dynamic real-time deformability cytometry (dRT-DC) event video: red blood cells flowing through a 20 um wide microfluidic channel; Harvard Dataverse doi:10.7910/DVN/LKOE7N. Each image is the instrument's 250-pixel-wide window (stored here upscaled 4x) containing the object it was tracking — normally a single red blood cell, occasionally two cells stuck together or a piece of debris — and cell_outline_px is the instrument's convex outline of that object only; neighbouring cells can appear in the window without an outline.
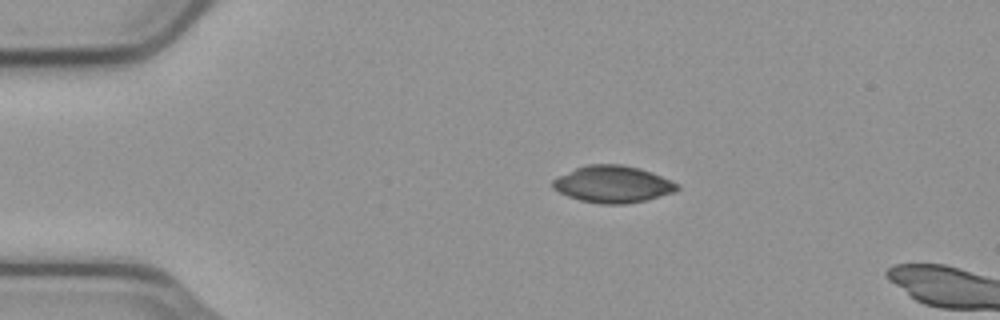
{"species": "common noctule bat (a hibernating species)", "species_latin": "Nyctalus noctula", "temperature_condition": "cold", "stored_images_in_passage": 6, "camera_frame_rate_fps": 3000, "um_per_image_px": 0.085, "animal": {"sex": "male", "body_mass_g": 23.1, "forearm_length_mm": 52.7}, "frame": {"image": 1, "passage_image": 1, "time_ms": 0.0, "image_size_px": [1000, 320], "cell_outline_px": [[680, 188], [676, 192], [644, 200], [624, 204], [604, 204], [580, 200], [568, 196], [552, 188], [552, 180], [576, 168], [588, 164], [620, 164], [640, 168], [660, 176], [676, 184]], "centroid_in_image_um": [52.07, 15.66], "position_along_channel_um": 32.9, "area_um2": 26.36}}